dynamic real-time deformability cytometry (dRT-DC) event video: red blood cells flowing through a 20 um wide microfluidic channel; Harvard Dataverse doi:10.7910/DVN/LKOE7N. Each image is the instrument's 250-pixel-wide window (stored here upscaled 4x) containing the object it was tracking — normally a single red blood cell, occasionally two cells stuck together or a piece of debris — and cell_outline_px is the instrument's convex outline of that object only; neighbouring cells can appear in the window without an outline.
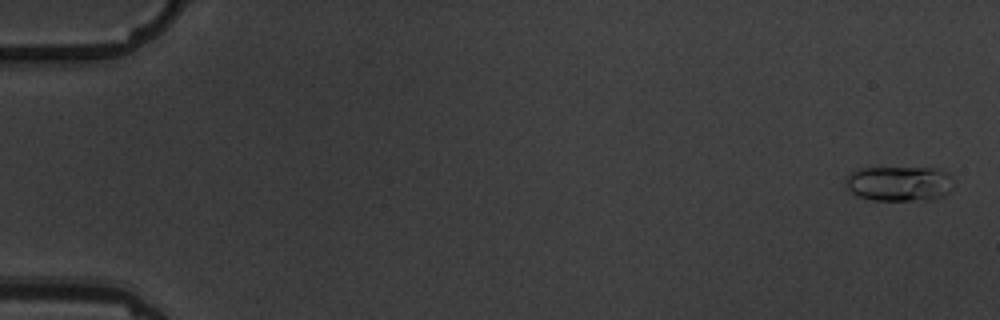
{"species": "common noctule bat (a hibernating species)", "species_latin": "Nyctalus noctula", "temperature_condition": "warm", "stored_images_in_passage": 5, "camera_frame_rate_fps": 3000, "um_per_image_px": 0.085, "animal": {"sex": "male", "body_mass_g": 19.5, "forearm_length_mm": 54.6}, "frame": {"image": 1, "passage_image": 1, "time_ms": 0.0, "image_size_px": [1000, 320], "cell_outline_px": [[948, 192], [944, 196], [936, 200], [872, 200], [860, 196], [852, 192], [844, 184], [844, 180], [852, 172], [860, 168], [932, 168], [944, 172], [948, 176]], "centroid_in_image_um": [76.36, 15.62], "position_along_channel_um": 8.6, "area_um2": 21.62}}